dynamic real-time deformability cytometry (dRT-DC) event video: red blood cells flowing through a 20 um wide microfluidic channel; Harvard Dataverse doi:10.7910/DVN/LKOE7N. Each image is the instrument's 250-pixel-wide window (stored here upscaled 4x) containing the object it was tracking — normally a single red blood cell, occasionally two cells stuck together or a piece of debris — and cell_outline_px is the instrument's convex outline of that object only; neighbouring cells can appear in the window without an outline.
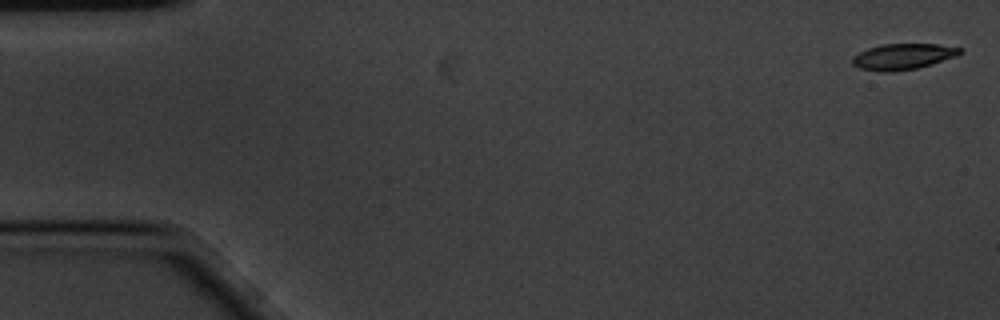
{"species": "common noctule bat (a hibernating species)", "species_latin": "Nyctalus noctula", "temperature_condition": "cold", "stored_images_in_passage": 3, "camera_frame_rate_fps": 3000, "um_per_image_px": 0.085, "animal": {"sex": "male", "body_mass_g": 20.1, "forearm_length_mm": 53.5}, "frame": {"image": 1, "passage_image": 1, "time_ms": 0.0, "image_size_px": [1000, 320], "cell_outline_px": [[964, 52], [956, 56], [932, 64], [916, 68], [892, 72], [880, 72], [860, 68], [852, 64], [852, 56], [868, 48], [884, 44], [936, 44], [964, 48]], "centroid_in_image_um": [76.77, 4.81], "position_along_channel_um": 8.2, "area_um2": 16.3}}